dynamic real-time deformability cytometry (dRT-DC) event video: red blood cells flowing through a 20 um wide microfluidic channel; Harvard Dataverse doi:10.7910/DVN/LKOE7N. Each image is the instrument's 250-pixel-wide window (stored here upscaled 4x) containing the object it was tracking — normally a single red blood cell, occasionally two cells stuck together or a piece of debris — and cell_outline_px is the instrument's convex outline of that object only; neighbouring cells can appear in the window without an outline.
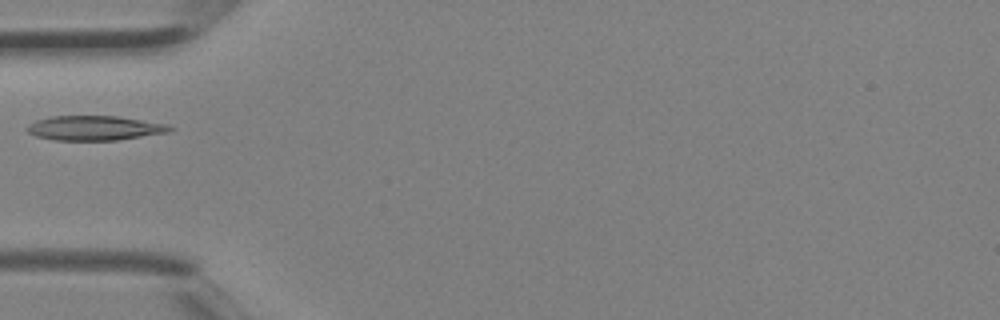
{"species": "Egyptian fruit bat (a non-hibernating species)", "species_latin": "Rousettus aegyptiacus", "temperature_condition": "room temperature", "stored_images_in_passage": 3, "camera_frame_rate_fps": 3000, "um_per_image_px": 0.085, "animal": {"sex": "female"}, "frame": {"image": 1, "passage_image": 3, "time_ms": 0.667, "image_size_px": [1000, 320], "cell_outline_px": [[176, 128], [168, 132], [120, 140], [56, 140], [36, 136], [28, 132], [24, 128], [28, 124], [36, 120], [52, 116], [120, 116], [168, 124]], "centroid_in_image_um": [8.06, 10.88], "position_along_channel_um": 76.9, "area_um2": 20.63}}